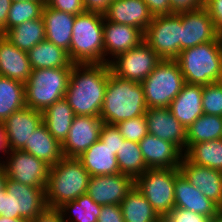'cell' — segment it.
<instances>
[{"label": "cell", "mask_w": 222, "mask_h": 222, "mask_svg": "<svg viewBox=\"0 0 222 222\" xmlns=\"http://www.w3.org/2000/svg\"><path fill=\"white\" fill-rule=\"evenodd\" d=\"M110 73L108 63L72 66L64 98L75 115L100 117Z\"/></svg>", "instance_id": "obj_1"}, {"label": "cell", "mask_w": 222, "mask_h": 222, "mask_svg": "<svg viewBox=\"0 0 222 222\" xmlns=\"http://www.w3.org/2000/svg\"><path fill=\"white\" fill-rule=\"evenodd\" d=\"M147 104L141 83L116 76L112 71L106 86L100 118L117 123L145 115Z\"/></svg>", "instance_id": "obj_2"}, {"label": "cell", "mask_w": 222, "mask_h": 222, "mask_svg": "<svg viewBox=\"0 0 222 222\" xmlns=\"http://www.w3.org/2000/svg\"><path fill=\"white\" fill-rule=\"evenodd\" d=\"M90 175L78 158L63 157L50 166L45 199L48 208L58 209L87 192Z\"/></svg>", "instance_id": "obj_3"}, {"label": "cell", "mask_w": 222, "mask_h": 222, "mask_svg": "<svg viewBox=\"0 0 222 222\" xmlns=\"http://www.w3.org/2000/svg\"><path fill=\"white\" fill-rule=\"evenodd\" d=\"M175 60L185 83L205 86L222 81V37L182 50Z\"/></svg>", "instance_id": "obj_4"}, {"label": "cell", "mask_w": 222, "mask_h": 222, "mask_svg": "<svg viewBox=\"0 0 222 222\" xmlns=\"http://www.w3.org/2000/svg\"><path fill=\"white\" fill-rule=\"evenodd\" d=\"M104 15H75L69 57L74 64L104 63Z\"/></svg>", "instance_id": "obj_5"}, {"label": "cell", "mask_w": 222, "mask_h": 222, "mask_svg": "<svg viewBox=\"0 0 222 222\" xmlns=\"http://www.w3.org/2000/svg\"><path fill=\"white\" fill-rule=\"evenodd\" d=\"M72 68L35 69L25 83V105L43 112L64 98Z\"/></svg>", "instance_id": "obj_6"}, {"label": "cell", "mask_w": 222, "mask_h": 222, "mask_svg": "<svg viewBox=\"0 0 222 222\" xmlns=\"http://www.w3.org/2000/svg\"><path fill=\"white\" fill-rule=\"evenodd\" d=\"M141 84L147 108H169L185 80L176 60L162 59Z\"/></svg>", "instance_id": "obj_7"}, {"label": "cell", "mask_w": 222, "mask_h": 222, "mask_svg": "<svg viewBox=\"0 0 222 222\" xmlns=\"http://www.w3.org/2000/svg\"><path fill=\"white\" fill-rule=\"evenodd\" d=\"M46 208L44 187L28 186L7 177L6 191L0 196V216L31 221Z\"/></svg>", "instance_id": "obj_8"}, {"label": "cell", "mask_w": 222, "mask_h": 222, "mask_svg": "<svg viewBox=\"0 0 222 222\" xmlns=\"http://www.w3.org/2000/svg\"><path fill=\"white\" fill-rule=\"evenodd\" d=\"M176 168L147 169L135 179V187L163 219L174 207Z\"/></svg>", "instance_id": "obj_9"}, {"label": "cell", "mask_w": 222, "mask_h": 222, "mask_svg": "<svg viewBox=\"0 0 222 222\" xmlns=\"http://www.w3.org/2000/svg\"><path fill=\"white\" fill-rule=\"evenodd\" d=\"M182 12L153 16L144 41L161 59L175 60L181 52Z\"/></svg>", "instance_id": "obj_10"}, {"label": "cell", "mask_w": 222, "mask_h": 222, "mask_svg": "<svg viewBox=\"0 0 222 222\" xmlns=\"http://www.w3.org/2000/svg\"><path fill=\"white\" fill-rule=\"evenodd\" d=\"M162 59L143 40L138 46L119 54L109 66L118 77L141 83Z\"/></svg>", "instance_id": "obj_11"}, {"label": "cell", "mask_w": 222, "mask_h": 222, "mask_svg": "<svg viewBox=\"0 0 222 222\" xmlns=\"http://www.w3.org/2000/svg\"><path fill=\"white\" fill-rule=\"evenodd\" d=\"M8 155L1 160V165L9 179L28 186L46 187L50 165L23 150L9 151Z\"/></svg>", "instance_id": "obj_12"}, {"label": "cell", "mask_w": 222, "mask_h": 222, "mask_svg": "<svg viewBox=\"0 0 222 222\" xmlns=\"http://www.w3.org/2000/svg\"><path fill=\"white\" fill-rule=\"evenodd\" d=\"M103 124L100 117L75 115L69 133L61 144L63 157H80L99 140Z\"/></svg>", "instance_id": "obj_13"}, {"label": "cell", "mask_w": 222, "mask_h": 222, "mask_svg": "<svg viewBox=\"0 0 222 222\" xmlns=\"http://www.w3.org/2000/svg\"><path fill=\"white\" fill-rule=\"evenodd\" d=\"M135 186V180L128 175L90 176L87 194L99 205H120Z\"/></svg>", "instance_id": "obj_14"}, {"label": "cell", "mask_w": 222, "mask_h": 222, "mask_svg": "<svg viewBox=\"0 0 222 222\" xmlns=\"http://www.w3.org/2000/svg\"><path fill=\"white\" fill-rule=\"evenodd\" d=\"M218 37L212 18L206 8L182 12L181 51Z\"/></svg>", "instance_id": "obj_15"}, {"label": "cell", "mask_w": 222, "mask_h": 222, "mask_svg": "<svg viewBox=\"0 0 222 222\" xmlns=\"http://www.w3.org/2000/svg\"><path fill=\"white\" fill-rule=\"evenodd\" d=\"M3 123L8 150H22L32 133L43 123V114L25 106L12 113Z\"/></svg>", "instance_id": "obj_16"}, {"label": "cell", "mask_w": 222, "mask_h": 222, "mask_svg": "<svg viewBox=\"0 0 222 222\" xmlns=\"http://www.w3.org/2000/svg\"><path fill=\"white\" fill-rule=\"evenodd\" d=\"M180 172L205 197L222 210V172L190 162L184 155L179 165Z\"/></svg>", "instance_id": "obj_17"}, {"label": "cell", "mask_w": 222, "mask_h": 222, "mask_svg": "<svg viewBox=\"0 0 222 222\" xmlns=\"http://www.w3.org/2000/svg\"><path fill=\"white\" fill-rule=\"evenodd\" d=\"M104 63H110L119 54L135 48L144 40V33L125 24H118L104 18ZM106 56H109L106 58ZM111 60H110V59Z\"/></svg>", "instance_id": "obj_18"}, {"label": "cell", "mask_w": 222, "mask_h": 222, "mask_svg": "<svg viewBox=\"0 0 222 222\" xmlns=\"http://www.w3.org/2000/svg\"><path fill=\"white\" fill-rule=\"evenodd\" d=\"M145 117L148 134L170 141L185 152L187 130L169 108H147Z\"/></svg>", "instance_id": "obj_19"}, {"label": "cell", "mask_w": 222, "mask_h": 222, "mask_svg": "<svg viewBox=\"0 0 222 222\" xmlns=\"http://www.w3.org/2000/svg\"><path fill=\"white\" fill-rule=\"evenodd\" d=\"M139 146L148 169L179 168L183 152L172 142L147 134Z\"/></svg>", "instance_id": "obj_20"}, {"label": "cell", "mask_w": 222, "mask_h": 222, "mask_svg": "<svg viewBox=\"0 0 222 222\" xmlns=\"http://www.w3.org/2000/svg\"><path fill=\"white\" fill-rule=\"evenodd\" d=\"M175 207L184 208L197 214L214 217L221 209L197 188H195L176 168L174 185Z\"/></svg>", "instance_id": "obj_21"}, {"label": "cell", "mask_w": 222, "mask_h": 222, "mask_svg": "<svg viewBox=\"0 0 222 222\" xmlns=\"http://www.w3.org/2000/svg\"><path fill=\"white\" fill-rule=\"evenodd\" d=\"M104 18L118 24L136 27L145 33L153 15L143 0H113Z\"/></svg>", "instance_id": "obj_22"}, {"label": "cell", "mask_w": 222, "mask_h": 222, "mask_svg": "<svg viewBox=\"0 0 222 222\" xmlns=\"http://www.w3.org/2000/svg\"><path fill=\"white\" fill-rule=\"evenodd\" d=\"M203 86L185 83L180 93L171 101L169 109L174 117L187 129L199 116L202 108Z\"/></svg>", "instance_id": "obj_23"}, {"label": "cell", "mask_w": 222, "mask_h": 222, "mask_svg": "<svg viewBox=\"0 0 222 222\" xmlns=\"http://www.w3.org/2000/svg\"><path fill=\"white\" fill-rule=\"evenodd\" d=\"M31 71L27 52L0 35V75L26 83Z\"/></svg>", "instance_id": "obj_24"}, {"label": "cell", "mask_w": 222, "mask_h": 222, "mask_svg": "<svg viewBox=\"0 0 222 222\" xmlns=\"http://www.w3.org/2000/svg\"><path fill=\"white\" fill-rule=\"evenodd\" d=\"M42 18L45 24V40L69 51L75 15L45 5Z\"/></svg>", "instance_id": "obj_25"}, {"label": "cell", "mask_w": 222, "mask_h": 222, "mask_svg": "<svg viewBox=\"0 0 222 222\" xmlns=\"http://www.w3.org/2000/svg\"><path fill=\"white\" fill-rule=\"evenodd\" d=\"M78 159L90 176L120 173L117 156L100 139L93 143Z\"/></svg>", "instance_id": "obj_26"}, {"label": "cell", "mask_w": 222, "mask_h": 222, "mask_svg": "<svg viewBox=\"0 0 222 222\" xmlns=\"http://www.w3.org/2000/svg\"><path fill=\"white\" fill-rule=\"evenodd\" d=\"M27 54L32 70L72 68L74 65L69 57L68 51L47 40L35 45L27 52Z\"/></svg>", "instance_id": "obj_27"}, {"label": "cell", "mask_w": 222, "mask_h": 222, "mask_svg": "<svg viewBox=\"0 0 222 222\" xmlns=\"http://www.w3.org/2000/svg\"><path fill=\"white\" fill-rule=\"evenodd\" d=\"M22 150L45 161L50 166L63 158L61 144L49 133L44 123L32 133Z\"/></svg>", "instance_id": "obj_28"}, {"label": "cell", "mask_w": 222, "mask_h": 222, "mask_svg": "<svg viewBox=\"0 0 222 222\" xmlns=\"http://www.w3.org/2000/svg\"><path fill=\"white\" fill-rule=\"evenodd\" d=\"M43 123L49 133L62 144L66 139L74 119L73 109L65 98L51 104L43 112Z\"/></svg>", "instance_id": "obj_29"}, {"label": "cell", "mask_w": 222, "mask_h": 222, "mask_svg": "<svg viewBox=\"0 0 222 222\" xmlns=\"http://www.w3.org/2000/svg\"><path fill=\"white\" fill-rule=\"evenodd\" d=\"M120 206L125 222H162V218L135 186Z\"/></svg>", "instance_id": "obj_30"}, {"label": "cell", "mask_w": 222, "mask_h": 222, "mask_svg": "<svg viewBox=\"0 0 222 222\" xmlns=\"http://www.w3.org/2000/svg\"><path fill=\"white\" fill-rule=\"evenodd\" d=\"M3 36L20 50L28 52L35 45L45 40L43 18L26 21L9 29Z\"/></svg>", "instance_id": "obj_31"}, {"label": "cell", "mask_w": 222, "mask_h": 222, "mask_svg": "<svg viewBox=\"0 0 222 222\" xmlns=\"http://www.w3.org/2000/svg\"><path fill=\"white\" fill-rule=\"evenodd\" d=\"M25 106V83L0 75V121Z\"/></svg>", "instance_id": "obj_32"}, {"label": "cell", "mask_w": 222, "mask_h": 222, "mask_svg": "<svg viewBox=\"0 0 222 222\" xmlns=\"http://www.w3.org/2000/svg\"><path fill=\"white\" fill-rule=\"evenodd\" d=\"M183 155L190 162L222 172V139L190 145Z\"/></svg>", "instance_id": "obj_33"}, {"label": "cell", "mask_w": 222, "mask_h": 222, "mask_svg": "<svg viewBox=\"0 0 222 222\" xmlns=\"http://www.w3.org/2000/svg\"><path fill=\"white\" fill-rule=\"evenodd\" d=\"M186 130V149L195 143L222 139V117L204 113Z\"/></svg>", "instance_id": "obj_34"}, {"label": "cell", "mask_w": 222, "mask_h": 222, "mask_svg": "<svg viewBox=\"0 0 222 222\" xmlns=\"http://www.w3.org/2000/svg\"><path fill=\"white\" fill-rule=\"evenodd\" d=\"M101 207L102 205L95 203L85 193L73 201L64 203L58 210L64 222H97Z\"/></svg>", "instance_id": "obj_35"}, {"label": "cell", "mask_w": 222, "mask_h": 222, "mask_svg": "<svg viewBox=\"0 0 222 222\" xmlns=\"http://www.w3.org/2000/svg\"><path fill=\"white\" fill-rule=\"evenodd\" d=\"M117 161L120 173L130 176L134 180L148 169L137 142L124 140L117 151Z\"/></svg>", "instance_id": "obj_36"}, {"label": "cell", "mask_w": 222, "mask_h": 222, "mask_svg": "<svg viewBox=\"0 0 222 222\" xmlns=\"http://www.w3.org/2000/svg\"><path fill=\"white\" fill-rule=\"evenodd\" d=\"M45 0L13 2L8 12L6 32L26 21L42 18Z\"/></svg>", "instance_id": "obj_37"}, {"label": "cell", "mask_w": 222, "mask_h": 222, "mask_svg": "<svg viewBox=\"0 0 222 222\" xmlns=\"http://www.w3.org/2000/svg\"><path fill=\"white\" fill-rule=\"evenodd\" d=\"M202 108L205 114L222 117V81L203 86Z\"/></svg>", "instance_id": "obj_38"}, {"label": "cell", "mask_w": 222, "mask_h": 222, "mask_svg": "<svg viewBox=\"0 0 222 222\" xmlns=\"http://www.w3.org/2000/svg\"><path fill=\"white\" fill-rule=\"evenodd\" d=\"M120 134L125 140L139 143L147 134V121L145 115L116 124Z\"/></svg>", "instance_id": "obj_39"}, {"label": "cell", "mask_w": 222, "mask_h": 222, "mask_svg": "<svg viewBox=\"0 0 222 222\" xmlns=\"http://www.w3.org/2000/svg\"><path fill=\"white\" fill-rule=\"evenodd\" d=\"M209 217L197 214L184 208L174 207L163 219L162 222H210Z\"/></svg>", "instance_id": "obj_40"}, {"label": "cell", "mask_w": 222, "mask_h": 222, "mask_svg": "<svg viewBox=\"0 0 222 222\" xmlns=\"http://www.w3.org/2000/svg\"><path fill=\"white\" fill-rule=\"evenodd\" d=\"M99 139L103 142L104 145L110 147L116 156L117 151L120 149L121 144L125 140L120 134L116 125H110L106 123L102 125Z\"/></svg>", "instance_id": "obj_41"}, {"label": "cell", "mask_w": 222, "mask_h": 222, "mask_svg": "<svg viewBox=\"0 0 222 222\" xmlns=\"http://www.w3.org/2000/svg\"><path fill=\"white\" fill-rule=\"evenodd\" d=\"M45 5L72 15H79L86 12L83 0H45Z\"/></svg>", "instance_id": "obj_42"}, {"label": "cell", "mask_w": 222, "mask_h": 222, "mask_svg": "<svg viewBox=\"0 0 222 222\" xmlns=\"http://www.w3.org/2000/svg\"><path fill=\"white\" fill-rule=\"evenodd\" d=\"M204 7L213 20L218 36L222 37V0H205Z\"/></svg>", "instance_id": "obj_43"}, {"label": "cell", "mask_w": 222, "mask_h": 222, "mask_svg": "<svg viewBox=\"0 0 222 222\" xmlns=\"http://www.w3.org/2000/svg\"><path fill=\"white\" fill-rule=\"evenodd\" d=\"M97 222H125L120 205H102Z\"/></svg>", "instance_id": "obj_44"}, {"label": "cell", "mask_w": 222, "mask_h": 222, "mask_svg": "<svg viewBox=\"0 0 222 222\" xmlns=\"http://www.w3.org/2000/svg\"><path fill=\"white\" fill-rule=\"evenodd\" d=\"M143 2L148 6V9L153 16L174 13L171 10L170 0H143Z\"/></svg>", "instance_id": "obj_45"}, {"label": "cell", "mask_w": 222, "mask_h": 222, "mask_svg": "<svg viewBox=\"0 0 222 222\" xmlns=\"http://www.w3.org/2000/svg\"><path fill=\"white\" fill-rule=\"evenodd\" d=\"M205 0H170L171 10L174 13L195 10L204 6Z\"/></svg>", "instance_id": "obj_46"}, {"label": "cell", "mask_w": 222, "mask_h": 222, "mask_svg": "<svg viewBox=\"0 0 222 222\" xmlns=\"http://www.w3.org/2000/svg\"><path fill=\"white\" fill-rule=\"evenodd\" d=\"M112 1L113 0H83V6L86 12L104 15Z\"/></svg>", "instance_id": "obj_47"}, {"label": "cell", "mask_w": 222, "mask_h": 222, "mask_svg": "<svg viewBox=\"0 0 222 222\" xmlns=\"http://www.w3.org/2000/svg\"><path fill=\"white\" fill-rule=\"evenodd\" d=\"M30 222H64L58 209L46 208Z\"/></svg>", "instance_id": "obj_48"}, {"label": "cell", "mask_w": 222, "mask_h": 222, "mask_svg": "<svg viewBox=\"0 0 222 222\" xmlns=\"http://www.w3.org/2000/svg\"><path fill=\"white\" fill-rule=\"evenodd\" d=\"M11 4V0H0V35L6 33L7 17Z\"/></svg>", "instance_id": "obj_49"}, {"label": "cell", "mask_w": 222, "mask_h": 222, "mask_svg": "<svg viewBox=\"0 0 222 222\" xmlns=\"http://www.w3.org/2000/svg\"><path fill=\"white\" fill-rule=\"evenodd\" d=\"M1 152H3V154L6 156L8 155L9 150L6 141V132H5L4 123L0 121V153ZM0 164H1V159H0Z\"/></svg>", "instance_id": "obj_50"}, {"label": "cell", "mask_w": 222, "mask_h": 222, "mask_svg": "<svg viewBox=\"0 0 222 222\" xmlns=\"http://www.w3.org/2000/svg\"><path fill=\"white\" fill-rule=\"evenodd\" d=\"M7 175L4 167L0 164V196L6 191Z\"/></svg>", "instance_id": "obj_51"}, {"label": "cell", "mask_w": 222, "mask_h": 222, "mask_svg": "<svg viewBox=\"0 0 222 222\" xmlns=\"http://www.w3.org/2000/svg\"><path fill=\"white\" fill-rule=\"evenodd\" d=\"M0 222H30V220L19 218V219H14V218H8L5 216H0Z\"/></svg>", "instance_id": "obj_52"}, {"label": "cell", "mask_w": 222, "mask_h": 222, "mask_svg": "<svg viewBox=\"0 0 222 222\" xmlns=\"http://www.w3.org/2000/svg\"><path fill=\"white\" fill-rule=\"evenodd\" d=\"M210 222H222V210H220L214 217H212Z\"/></svg>", "instance_id": "obj_53"}, {"label": "cell", "mask_w": 222, "mask_h": 222, "mask_svg": "<svg viewBox=\"0 0 222 222\" xmlns=\"http://www.w3.org/2000/svg\"><path fill=\"white\" fill-rule=\"evenodd\" d=\"M11 1L13 3V2H24V1H31V0H11Z\"/></svg>", "instance_id": "obj_54"}]
</instances>
